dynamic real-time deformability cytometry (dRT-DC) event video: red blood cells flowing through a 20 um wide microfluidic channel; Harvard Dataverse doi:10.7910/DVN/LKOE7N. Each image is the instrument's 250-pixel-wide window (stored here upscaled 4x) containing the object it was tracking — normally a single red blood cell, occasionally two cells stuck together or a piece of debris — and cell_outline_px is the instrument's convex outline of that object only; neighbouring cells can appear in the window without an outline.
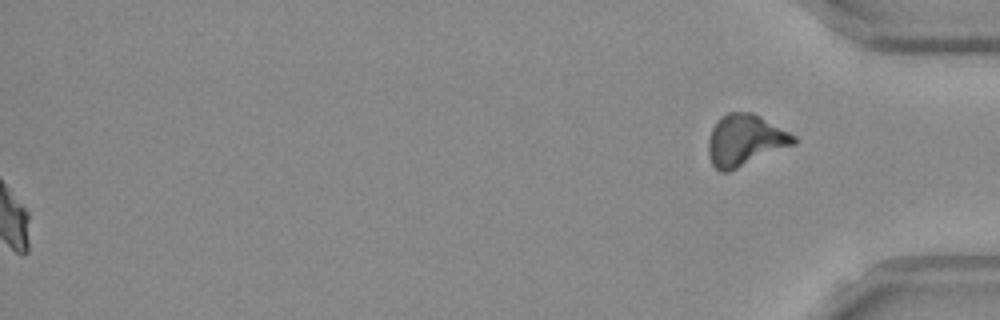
{"species": "Egyptian fruit bat (a non-hibernating species)", "species_latin": "Rousettus aegyptiacus", "temperature_condition": "room temperature", "stored_images_in_passage": 53, "segment_of_instrument_passage": [2, 2], "camera_frame_rate_fps": 3000, "um_per_image_px": 0.085, "frame": {"image": 1, "passage_image": 53, "time_ms": 17.333, "image_size_px": [1000, 320], "cell_outline_px": [[796, 144], [728, 172], [720, 172], [712, 164], [708, 156], [708, 140], [712, 128], [720, 116], [728, 112], [752, 112], [760, 116], [796, 136]], "centroid_in_image_um": [63.31, 11.92], "position_along_channel_um": 371.9, "area_um2": 25.61}}